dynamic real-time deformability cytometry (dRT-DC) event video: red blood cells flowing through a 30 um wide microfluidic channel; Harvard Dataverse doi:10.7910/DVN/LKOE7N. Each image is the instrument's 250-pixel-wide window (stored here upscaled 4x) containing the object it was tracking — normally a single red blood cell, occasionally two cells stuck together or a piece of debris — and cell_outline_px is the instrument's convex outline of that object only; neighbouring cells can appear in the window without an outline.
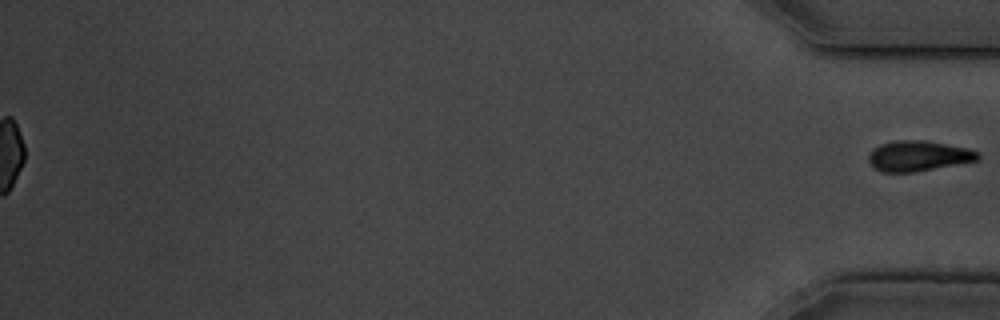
{"species": "common noctule bat (a hibernating species)", "species_latin": "Nyctalus noctula", "temperature_condition": "cold", "stored_images_in_passage": 41, "segment_of_instrument_passage": [2, 2], "camera_frame_rate_fps": 3000, "um_per_image_px": 0.085, "animal": {"sex": "male", "body_mass_g": 19.5, "forearm_length_mm": 54.6}, "frame": {"image": 1, "passage_image": 41, "time_ms": 13.333, "image_size_px": [1000, 320], "cell_outline_px": [[980, 160], [912, 172], [880, 172], [868, 160], [868, 156], [880, 144], [896, 140], [924, 140], [968, 148], [980, 152]], "centroid_in_image_um": [78.1, 13.25], "position_along_channel_um": 357.1, "area_um2": 19.19}}